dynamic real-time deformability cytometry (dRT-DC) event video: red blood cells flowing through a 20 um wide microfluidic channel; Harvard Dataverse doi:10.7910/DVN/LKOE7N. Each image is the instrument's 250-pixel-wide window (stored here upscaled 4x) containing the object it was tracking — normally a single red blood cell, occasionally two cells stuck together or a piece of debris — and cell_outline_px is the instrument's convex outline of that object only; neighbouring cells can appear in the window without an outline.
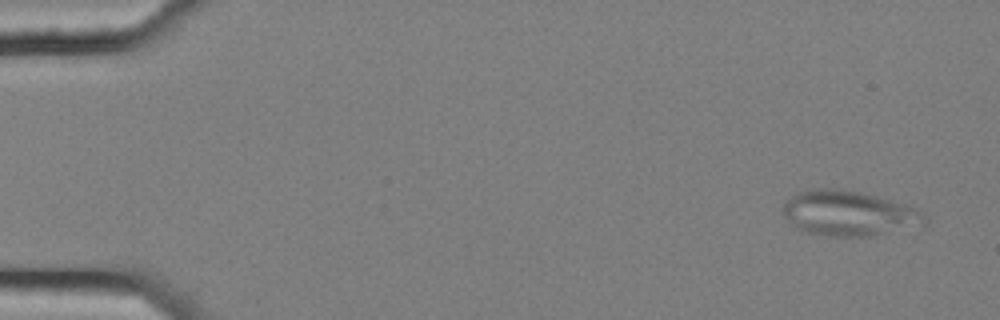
{"species": "common noctule bat (a hibernating species)", "species_latin": "Nyctalus noctula", "temperature_condition": "cold", "stored_images_in_passage": 6, "camera_frame_rate_fps": 3000, "um_per_image_px": 0.085, "animal": {"sex": "female", "body_mass_g": 25.1}, "frame": {"image": 1, "passage_image": 1, "time_ms": 0.0, "image_size_px": [1000, 320], "cell_outline_px": [[928, 220], [868, 236], [824, 236], [808, 232], [796, 228], [788, 220], [784, 212], [784, 204], [796, 192], [816, 188], [832, 188], [860, 192], [876, 196], [904, 204], [924, 212]], "centroid_in_image_um": [72.05, 18.11], "position_along_channel_um": 13.0, "area_um2": 36.07}}